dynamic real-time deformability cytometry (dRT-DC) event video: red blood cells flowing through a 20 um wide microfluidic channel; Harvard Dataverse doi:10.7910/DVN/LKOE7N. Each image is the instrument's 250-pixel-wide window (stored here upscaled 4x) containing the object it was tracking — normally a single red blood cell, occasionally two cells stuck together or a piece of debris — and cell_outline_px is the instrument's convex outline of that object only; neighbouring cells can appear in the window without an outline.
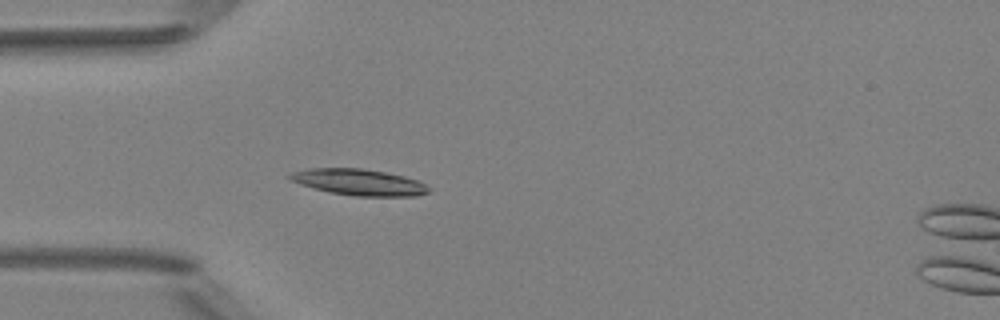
{"species": "Egyptian fruit bat (a non-hibernating species)", "species_latin": "Rousettus aegyptiacus", "temperature_condition": "room temperature", "stored_images_in_passage": 5, "camera_frame_rate_fps": 3000, "um_per_image_px": 0.085, "animal": {"sex": "female"}, "frame": {"image": 1, "passage_image": 4, "time_ms": 3.667, "image_size_px": [1000, 320], "cell_outline_px": [[432, 188], [428, 192], [416, 196], [352, 196], [328, 192], [300, 184], [284, 176], [292, 172], [308, 168], [360, 168], [384, 172], [404, 176], [416, 180]], "centroid_in_image_um": [30.48, 15.49], "position_along_channel_um": 54.5, "area_um2": 21.27}}